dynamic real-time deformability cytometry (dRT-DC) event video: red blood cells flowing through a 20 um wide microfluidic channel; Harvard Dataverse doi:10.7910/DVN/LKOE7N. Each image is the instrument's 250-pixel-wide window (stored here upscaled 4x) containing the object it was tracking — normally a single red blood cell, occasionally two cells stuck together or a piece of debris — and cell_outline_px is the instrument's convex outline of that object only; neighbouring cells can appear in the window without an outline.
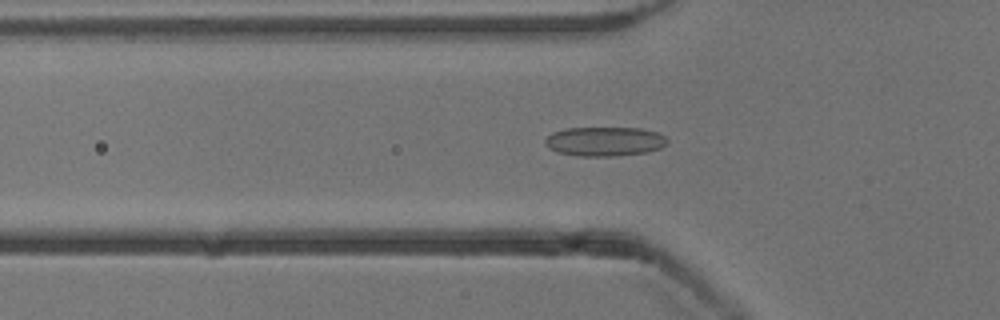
{"species": "common noctule bat (a hibernating species)", "species_latin": "Nyctalus noctula", "temperature_condition": "cold", "stored_images_in_passage": 53, "camera_frame_rate_fps": 3000, "um_per_image_px": 0.085, "animal": {"sex": "male", "body_mass_g": 13.3}, "frame": {"image": 1, "passage_image": 17, "time_ms": 5.333, "image_size_px": [1000, 320], "cell_outline_px": [[668, 140], [660, 148], [648, 152], [616, 156], [576, 156], [556, 152], [548, 148], [544, 144], [544, 140], [552, 132], [564, 128], [640, 128], [656, 132], [664, 136]], "centroid_in_image_um": [51.34, 12.03], "position_along_channel_um": 74.5, "area_um2": 20.98}}
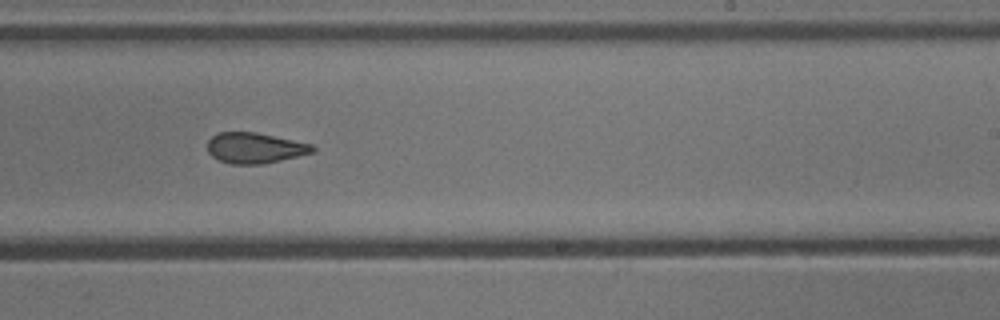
{"frame": {"image": 2, "passage_image": 32, "time_ms": 10.333, "image_size_px": [1000, 320], "cell_outline_px": [[316, 148], [312, 152], [264, 164], [232, 164], [220, 160], [212, 156], [208, 152], [208, 140], [216, 132], [252, 132], [312, 144]], "centroid_in_image_um": [21.62, 12.58], "position_along_channel_um": 267.4, "area_um2": 18.44}}
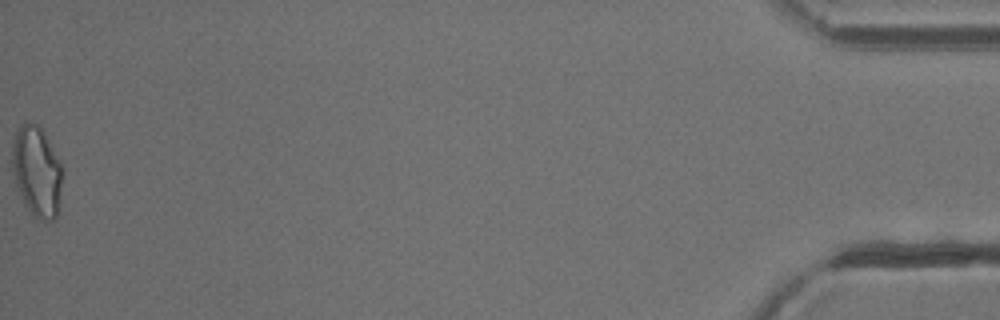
{"frame": {"image": 3, "passage_image": 53, "time_ms": 17.333, "image_size_px": [1000, 320], "cell_outline_px": [[60, 204], [56, 216], [52, 220], [44, 220], [36, 216], [24, 204], [16, 184], [12, 172], [12, 140], [16, 128], [24, 120], [36, 124], [44, 128], [60, 160]], "centroid_in_image_um": [3.1, 14.46], "position_along_channel_um": 432.1, "area_um2": 26.7}, "authors_computed_cell_mechanics": {"area_um2": 20.2878, "velocity_mm_per_s": 3.8459, "shape_relaxation_time_tau1_ms": null, "shape_relaxation_time_tau2_ms": 2.233, "deformation_change_tau1": null, "deformation_change_tau2": 0.0904}}